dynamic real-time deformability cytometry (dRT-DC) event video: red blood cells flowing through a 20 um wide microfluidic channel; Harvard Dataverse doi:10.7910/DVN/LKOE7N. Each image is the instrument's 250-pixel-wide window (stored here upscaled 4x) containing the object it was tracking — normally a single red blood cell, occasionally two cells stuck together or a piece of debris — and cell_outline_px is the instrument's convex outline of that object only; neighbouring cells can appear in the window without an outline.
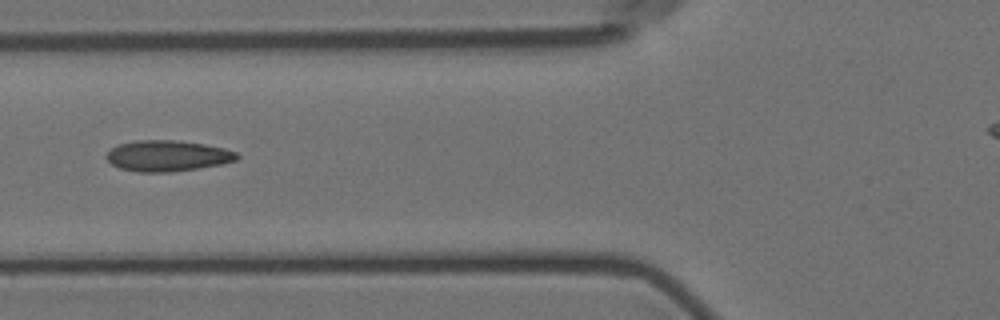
{"species": "Egyptian fruit bat (a non-hibernating species)", "species_latin": "Rousettus aegyptiacus", "temperature_condition": "room temperature", "stored_images_in_passage": 14, "segment_of_instrument_passage": [1, 2], "camera_frame_rate_fps": 3000, "um_per_image_px": 0.085, "animal": {"sex": "female"}, "frame": {"image": 1, "passage_image": 6, "time_ms": 6.667, "image_size_px": [1000, 320], "cell_outline_px": [[240, 156], [236, 160], [220, 164], [172, 172], [136, 172], [120, 168], [112, 164], [104, 156], [112, 148], [120, 144], [136, 140], [176, 140], [204, 144], [224, 148], [236, 152]], "centroid_in_image_um": [14.22, 13.24], "position_along_channel_um": 111.6, "area_um2": 23.41}}
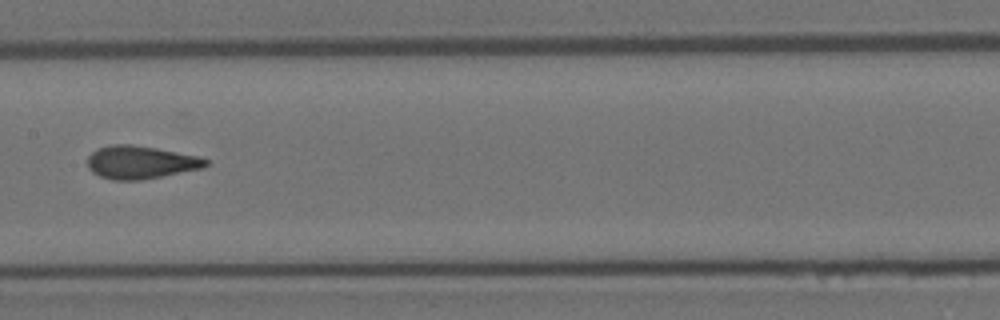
{"frame": {"image": 2, "passage_image": 8, "time_ms": 9.0, "image_size_px": [1000, 320], "cell_outline_px": [[208, 164], [204, 168], [140, 180], [112, 180], [100, 176], [92, 172], [88, 168], [88, 156], [96, 148], [112, 144], [132, 144], [156, 148], [196, 156], [208, 160]], "centroid_in_image_um": [11.91, 13.79], "position_along_channel_um": 195.5, "area_um2": 22.66}}
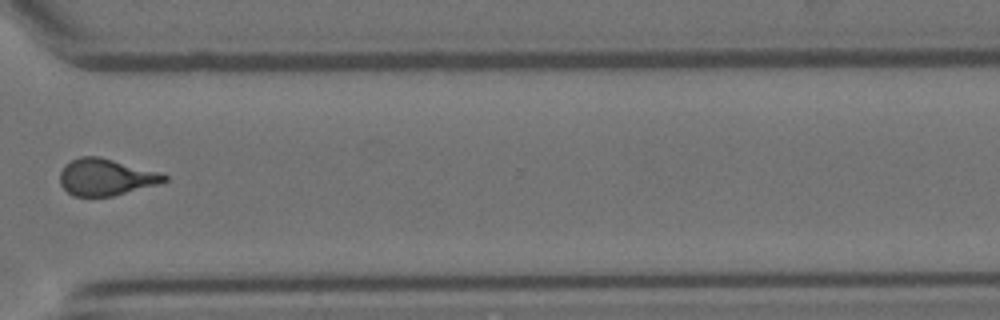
{"frame": {"image": 3, "passage_image": 12, "time_ms": 13.667, "image_size_px": [1000, 320], "cell_outline_px": [[168, 180], [160, 184], [112, 196], [72, 196], [60, 184], [60, 172], [64, 164], [80, 156], [100, 156], [160, 172], [168, 176]], "centroid_in_image_um": [9.01, 15.05], "position_along_channel_um": 361.6, "area_um2": 22.48}}